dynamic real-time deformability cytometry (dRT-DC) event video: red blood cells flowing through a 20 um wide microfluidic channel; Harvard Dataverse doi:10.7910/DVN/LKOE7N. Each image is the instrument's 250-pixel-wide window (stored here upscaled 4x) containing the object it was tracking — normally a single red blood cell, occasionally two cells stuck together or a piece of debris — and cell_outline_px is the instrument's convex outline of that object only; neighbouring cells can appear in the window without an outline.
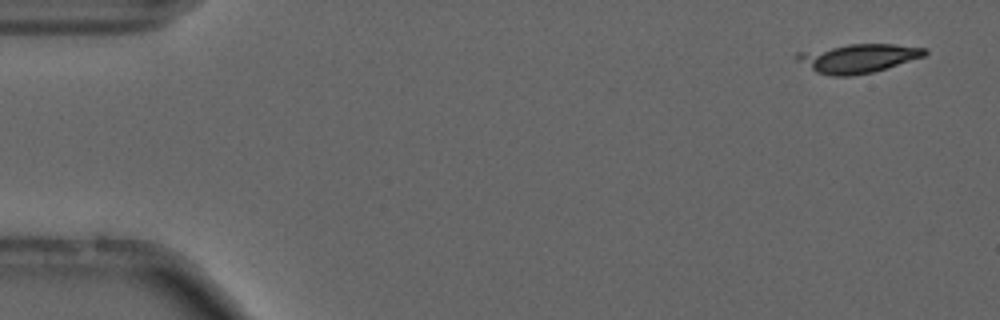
{"species": "common noctule bat (a hibernating species)", "species_latin": "Nyctalus noctula", "temperature_condition": "cold", "stored_images_in_passage": 10, "camera_frame_rate_fps": 3000, "um_per_image_px": 0.085, "animal": {"sex": "male", "forearm_length_mm": 52.5}, "frame": {"image": 1, "passage_image": 2, "time_ms": 0.333, "image_size_px": [1000, 320], "cell_outline_px": [[928, 52], [924, 56], [888, 68], [872, 72], [852, 76], [832, 76], [816, 72], [796, 60], [792, 56], [796, 52], [848, 44], [892, 44], [928, 48]], "centroid_in_image_um": [72.9, 4.95], "position_along_channel_um": 12.1, "area_um2": 21.68}}